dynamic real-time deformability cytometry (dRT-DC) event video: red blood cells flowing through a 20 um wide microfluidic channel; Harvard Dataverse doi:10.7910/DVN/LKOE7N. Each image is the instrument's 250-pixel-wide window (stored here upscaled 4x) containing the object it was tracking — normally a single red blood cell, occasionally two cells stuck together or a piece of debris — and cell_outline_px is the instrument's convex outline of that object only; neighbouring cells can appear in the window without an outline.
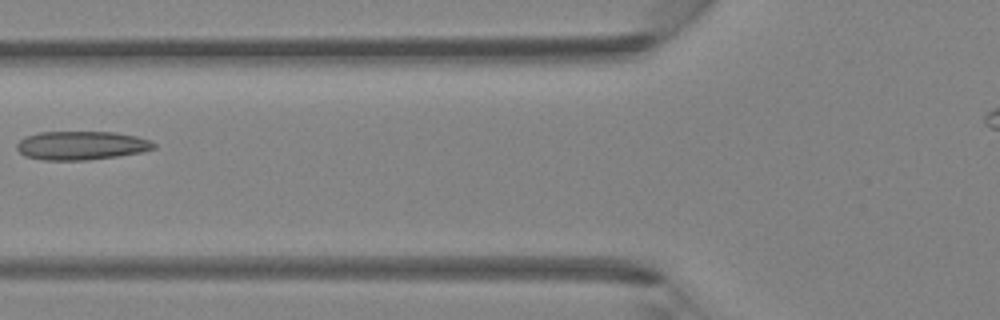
{"species": "Egyptian fruit bat (a non-hibernating species)", "species_latin": "Rousettus aegyptiacus", "temperature_condition": "room temperature", "stored_images_in_passage": 5, "camera_frame_rate_fps": 3000, "um_per_image_px": 0.085, "animal": {"sex": "female"}, "frame": {"image": 1, "passage_image": 5, "time_ms": 1.333, "image_size_px": [1000, 320], "cell_outline_px": [[156, 148], [140, 152], [116, 156], [88, 160], [44, 160], [24, 156], [16, 148], [16, 144], [24, 136], [40, 132], [116, 132], [136, 136], [148, 140], [156, 144]], "centroid_in_image_um": [6.88, 12.36], "position_along_channel_um": 118.9, "area_um2": 22.89}}